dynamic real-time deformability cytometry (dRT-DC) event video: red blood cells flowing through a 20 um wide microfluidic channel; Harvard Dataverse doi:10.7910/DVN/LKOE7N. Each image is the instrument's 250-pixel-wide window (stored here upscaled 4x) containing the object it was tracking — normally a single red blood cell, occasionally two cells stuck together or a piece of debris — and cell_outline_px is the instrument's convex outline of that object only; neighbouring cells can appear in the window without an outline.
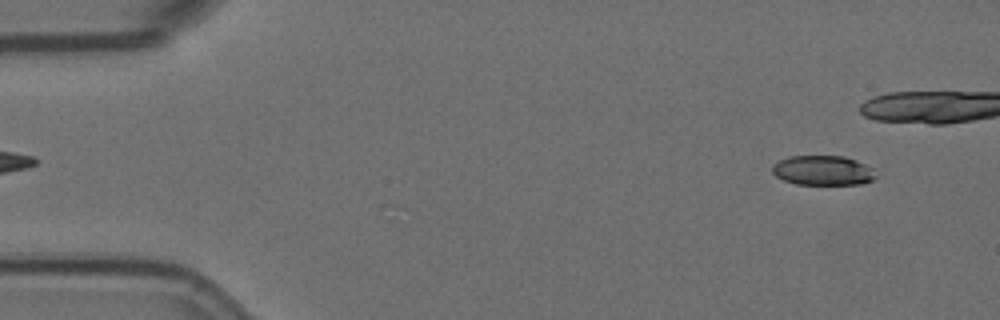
{"species": "Egyptian fruit bat (a non-hibernating species)", "species_latin": "Rousettus aegyptiacus", "temperature_condition": "room temperature", "stored_images_in_passage": 28, "camera_frame_rate_fps": 3000, "um_per_image_px": 0.085, "animal": {"sex": "female"}, "frame": {"image": 1, "passage_image": 4, "time_ms": 1.0, "image_size_px": [1000, 320], "cell_outline_px": [[876, 176], [872, 180], [860, 184], [796, 184], [784, 180], [776, 176], [772, 172], [772, 164], [788, 156], [844, 156], [856, 160], [872, 168]], "centroid_in_image_um": [69.92, 14.48], "position_along_channel_um": 15.1, "area_um2": 17.86}}
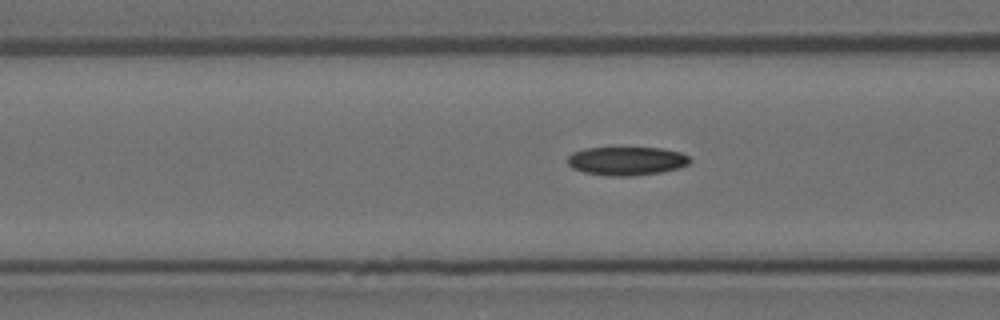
{"frame": {"image": 2, "passage_image": 21, "time_ms": 6.667, "image_size_px": [1000, 320], "cell_outline_px": [[692, 160], [688, 164], [680, 168], [660, 172], [632, 176], [608, 176], [584, 172], [572, 168], [568, 164], [568, 156], [572, 152], [584, 148], [660, 148], [680, 152], [688, 156]], "centroid_in_image_um": [53.26, 13.68], "position_along_channel_um": 113.3, "area_um2": 20.4}}
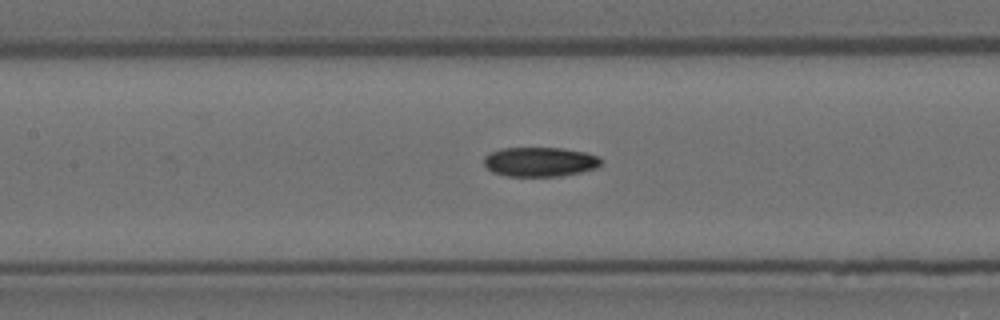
{"frame": {"image": 3, "passage_image": 25, "time_ms": 8.0, "image_size_px": [1000, 320], "cell_outline_px": [[604, 160], [596, 168], [580, 172], [560, 176], [508, 176], [492, 172], [484, 164], [484, 156], [500, 148], [564, 148], [588, 152], [600, 156]], "centroid_in_image_um": [45.94, 13.74], "position_along_channel_um": 161.5, "area_um2": 20.29}}